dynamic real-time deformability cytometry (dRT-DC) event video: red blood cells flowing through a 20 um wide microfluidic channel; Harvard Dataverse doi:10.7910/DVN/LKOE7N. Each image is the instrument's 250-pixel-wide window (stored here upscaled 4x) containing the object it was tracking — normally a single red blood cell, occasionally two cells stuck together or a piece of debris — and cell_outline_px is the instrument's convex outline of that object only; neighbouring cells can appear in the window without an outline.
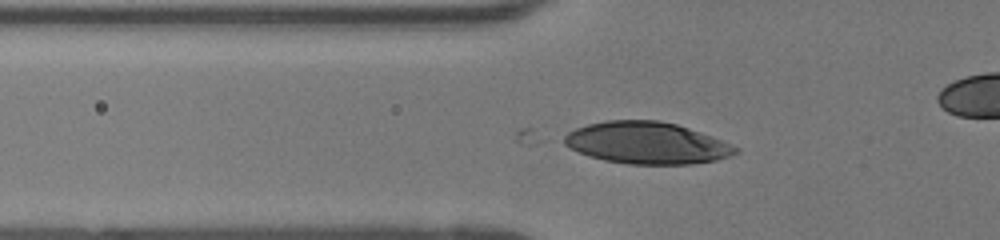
{"species": "human", "species_latin": "Homo sapiens", "temperature_condition": "room temperature", "stored_images_in_passage": 35, "camera_frame_rate_fps": 3000, "um_per_image_px": 0.085, "donor": {"sex": "female"}, "frame": {"image": 1, "passage_image": 9, "time_ms": 2.667, "image_size_px": [1000, 240], "cell_outline_px": [[740, 152], [716, 160], [692, 164], [628, 164], [604, 160], [588, 156], [564, 144], [564, 136], [568, 132], [576, 128], [588, 124], [608, 120], [660, 120], [676, 124], [688, 128], [720, 140], [740, 148]], "centroid_in_image_um": [54.97, 12.15], "position_along_channel_um": 70.8, "area_um2": 41.5}}
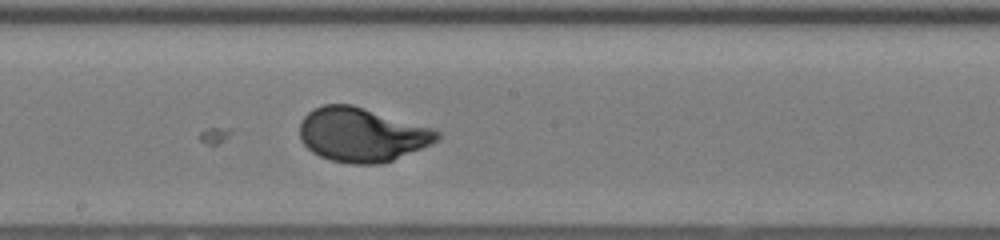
{"frame": {"image": 2, "passage_image": 20, "time_ms": 6.333, "image_size_px": [1000, 240], "cell_outline_px": [[440, 136], [432, 144], [392, 160], [380, 164], [348, 164], [332, 160], [320, 156], [312, 152], [300, 140], [300, 120], [312, 108], [324, 104], [352, 104], [436, 128], [440, 132]], "centroid_in_image_um": [30.76, 11.43], "position_along_channel_um": 217.4, "area_um2": 43.7}}
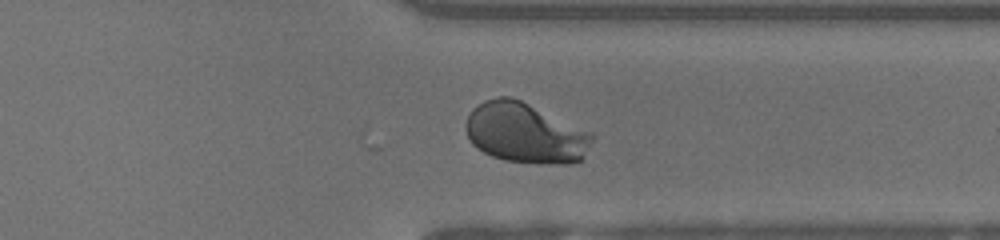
{"frame": {"image": 3, "passage_image": 31, "time_ms": 10.0, "image_size_px": [1000, 240], "cell_outline_px": [[596, 136], [580, 160], [572, 164], [540, 164], [504, 160], [492, 156], [476, 148], [472, 144], [464, 128], [464, 124], [472, 108], [484, 100], [500, 96], [512, 96], [592, 132]], "centroid_in_image_um": [44.64, 11.31], "position_along_channel_um": 366.8, "area_um2": 44.74}, "authors_computed_cell_mechanics": {"area_um2": 42.483, "velocity_mm_per_s": 4.0686, "shape_relaxation_time_tau1_ms": 1.7307, "shape_relaxation_time_tau2_ms": null, "deformation_change_tau1": 0.1472, "deformation_change_tau2": null}}